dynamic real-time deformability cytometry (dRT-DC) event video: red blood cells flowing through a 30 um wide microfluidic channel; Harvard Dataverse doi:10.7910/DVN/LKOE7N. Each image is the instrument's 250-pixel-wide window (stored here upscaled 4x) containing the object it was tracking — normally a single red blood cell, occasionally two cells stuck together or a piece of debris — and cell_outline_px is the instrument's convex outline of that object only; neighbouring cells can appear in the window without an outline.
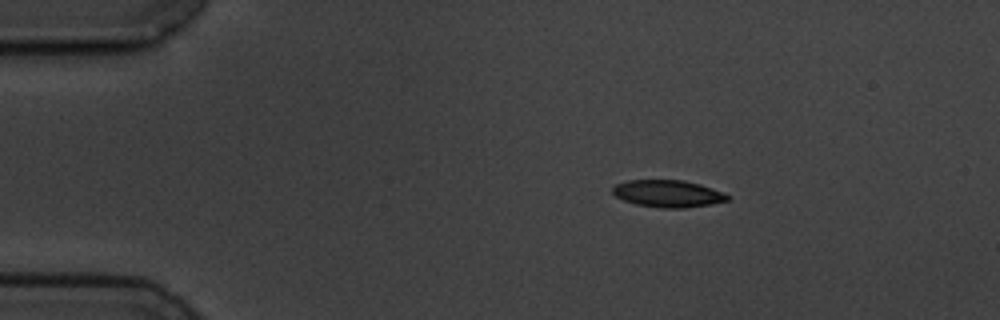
{"species": "common noctule bat (a hibernating species)", "species_latin": "Nyctalus noctula", "temperature_condition": "cold", "stored_images_in_passage": 4, "camera_frame_rate_fps": 3000, "um_per_image_px": 0.085, "animal": {"sex": "male", "body_mass_g": 19.5, "forearm_length_mm": 54.6}, "frame": {"image": 1, "passage_image": 2, "time_ms": 1.0, "image_size_px": [1000, 320], "cell_outline_px": [[728, 200], [712, 204], [684, 208], [664, 208], [636, 204], [624, 200], [616, 196], [612, 192], [612, 188], [616, 184], [628, 180], [684, 180], [700, 184], [724, 192], [728, 196]], "centroid_in_image_um": [56.78, 16.45], "position_along_channel_um": 28.2, "area_um2": 18.09}}